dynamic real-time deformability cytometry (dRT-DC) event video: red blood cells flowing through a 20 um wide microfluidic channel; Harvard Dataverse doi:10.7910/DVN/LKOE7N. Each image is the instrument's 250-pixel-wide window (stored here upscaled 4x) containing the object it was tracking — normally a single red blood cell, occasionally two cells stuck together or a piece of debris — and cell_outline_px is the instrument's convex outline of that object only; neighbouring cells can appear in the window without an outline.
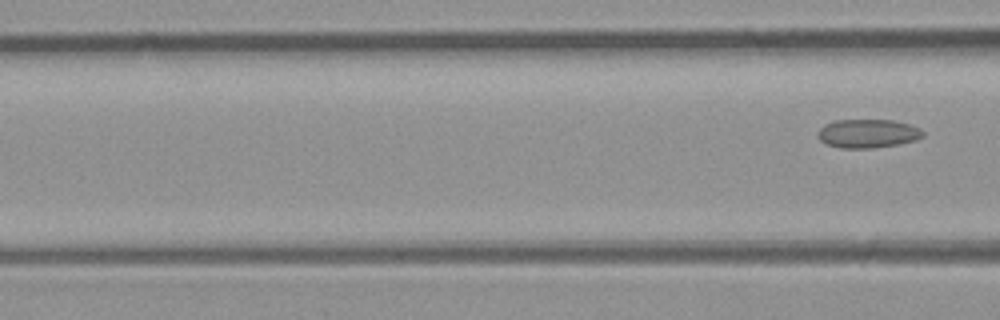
{"species": "common noctule bat (a hibernating species)", "species_latin": "Nyctalus noctula", "temperature_condition": "room temperature", "stored_images_in_passage": 8, "camera_frame_rate_fps": 3000, "um_per_image_px": 0.085, "animal": {"sex": "male", "body_mass_g": 23.1, "forearm_length_mm": 52.7}, "frame": {"image": 1, "passage_image": 8, "time_ms": 9.0, "image_size_px": [1000, 320], "cell_outline_px": [[924, 136], [916, 140], [900, 144], [872, 148], [840, 148], [828, 144], [820, 140], [816, 136], [816, 132], [824, 124], [836, 120], [892, 120], [908, 124], [920, 128], [924, 132]], "centroid_in_image_um": [73.75, 11.35], "position_along_channel_um": 92.9, "area_um2": 17.69}}